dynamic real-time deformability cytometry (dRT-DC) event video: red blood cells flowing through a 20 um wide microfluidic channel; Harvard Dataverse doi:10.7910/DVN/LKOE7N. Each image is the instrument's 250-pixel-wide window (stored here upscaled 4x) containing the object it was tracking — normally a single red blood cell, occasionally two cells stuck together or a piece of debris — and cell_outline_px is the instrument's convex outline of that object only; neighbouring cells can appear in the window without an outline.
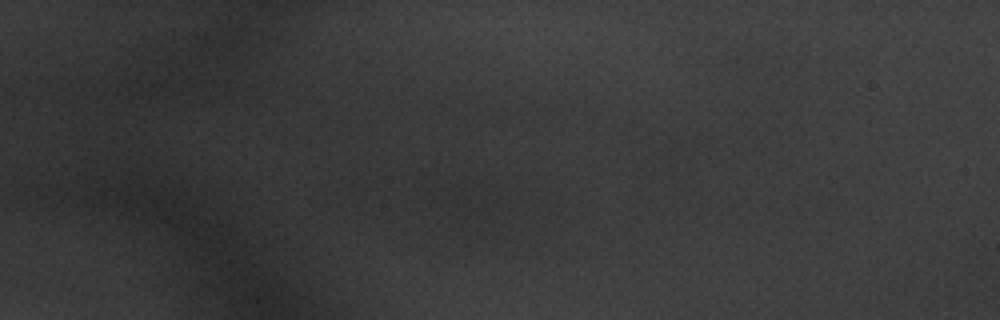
{"species": "common noctule bat (a hibernating species)", "species_latin": "Nyctalus noctula", "temperature_condition": "warm", "stored_images_in_passage": 5, "camera_frame_rate_fps": 3000, "um_per_image_px": 0.085, "animal": {"sex": "male", "body_mass_g": 20.1, "forearm_length_mm": 53.5}, "frame": {"image": 1, "passage_image": 1, "time_ms": 0.0, "image_size_px": [1000, 320], "cell_outline_px": [[508, 208], [504, 212], [480, 224], [468, 224], [436, 200], [436, 188], [468, 176], [480, 180], [504, 200], [508, 204]], "centroid_in_image_um": [40.04, 17.03], "position_along_channel_um": 45.0, "area_um2": 16.01}}